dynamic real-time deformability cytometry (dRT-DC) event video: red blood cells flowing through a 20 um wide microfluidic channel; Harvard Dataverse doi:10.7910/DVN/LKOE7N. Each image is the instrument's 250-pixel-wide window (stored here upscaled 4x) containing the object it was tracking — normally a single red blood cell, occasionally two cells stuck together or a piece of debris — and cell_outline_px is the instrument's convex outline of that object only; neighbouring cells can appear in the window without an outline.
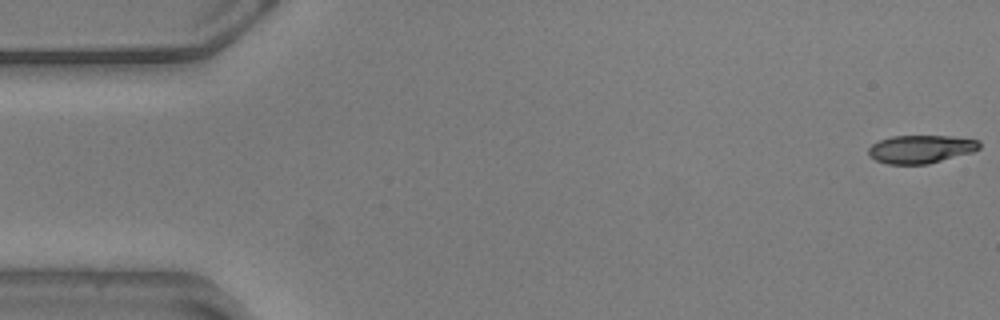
{"species": "common noctule bat (a hibernating species)", "species_latin": "Nyctalus noctula", "temperature_condition": "warm", "stored_images_in_passage": 56, "camera_frame_rate_fps": 3000, "um_per_image_px": 0.085, "animal": {"sex": "male", "body_mass_g": 20.5, "forearm_length_mm": 52.5}, "frame": {"image": 1, "passage_image": 1, "time_ms": 0.0, "image_size_px": [1000, 320], "cell_outline_px": [[980, 148], [972, 152], [928, 164], [888, 164], [876, 160], [868, 156], [868, 148], [872, 144], [880, 140], [892, 136], [952, 136], [980, 140]], "centroid_in_image_um": [78.26, 12.67], "position_along_channel_um": 6.7, "area_um2": 18.21}}
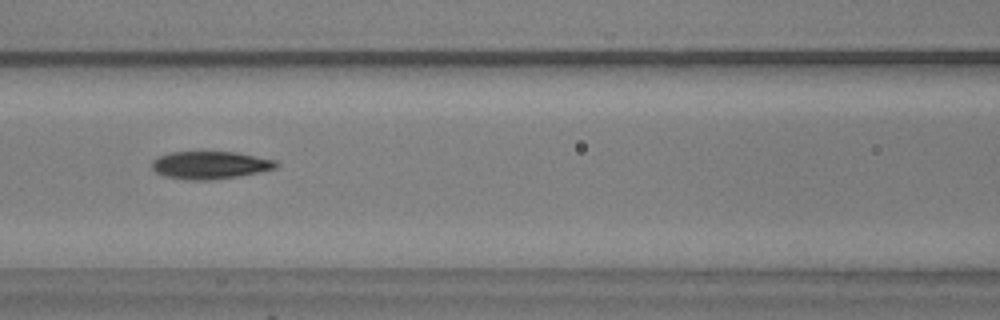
{"frame": {"image": 2, "passage_image": 24, "time_ms": 7.667, "image_size_px": [1000, 320], "cell_outline_px": [[280, 164], [276, 168], [240, 176], [212, 180], [184, 180], [164, 176], [156, 172], [152, 168], [152, 160], [168, 152], [236, 152], [276, 160]], "centroid_in_image_um": [17.86, 14.04], "position_along_channel_um": 148.7, "area_um2": 20.17}}
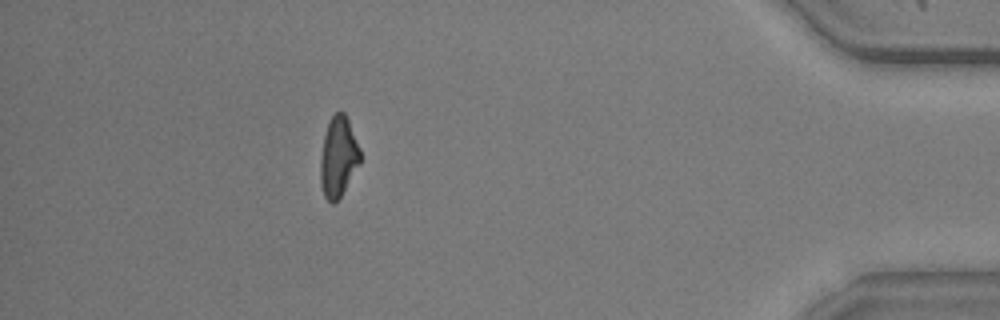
{"frame": {"image": 3, "passage_image": 50, "time_ms": 16.333, "image_size_px": [1000, 320], "cell_outline_px": [[360, 164], [340, 196], [332, 204], [324, 196], [320, 184], [320, 156], [324, 136], [328, 124], [332, 116], [336, 112], [344, 112], [348, 120], [360, 148]], "centroid_in_image_um": [28.75, 13.34], "position_along_channel_um": 406.5, "area_um2": 18.44}, "authors_computed_cell_mechanics": {"area_um2": 19.5653, "velocity_mm_per_s": 3.5992, "shape_relaxation_time_tau1_ms": 2.7475, "shape_relaxation_time_tau2_ms": 2.3212, "deformation_change_tau1": 0.1438, "deformation_change_tau2": 0.1}}